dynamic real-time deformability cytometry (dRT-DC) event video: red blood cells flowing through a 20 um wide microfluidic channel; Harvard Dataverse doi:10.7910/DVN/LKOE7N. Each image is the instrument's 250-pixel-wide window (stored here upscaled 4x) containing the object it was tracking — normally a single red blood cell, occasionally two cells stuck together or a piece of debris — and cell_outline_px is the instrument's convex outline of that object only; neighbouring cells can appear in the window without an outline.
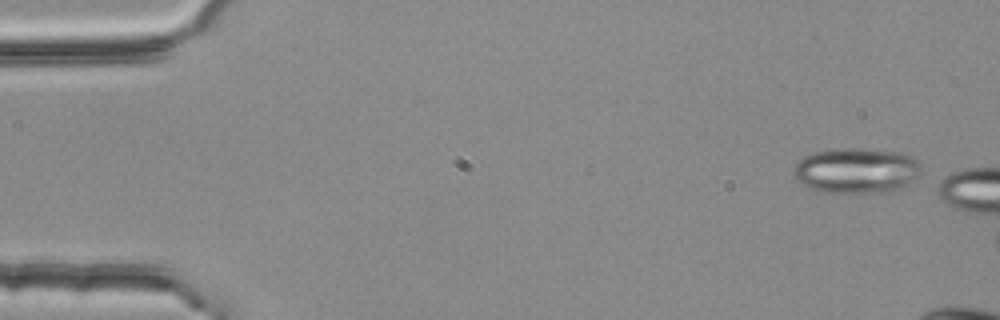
{"species": "common noctule bat (a hibernating species)", "species_latin": "Nyctalus noctula", "temperature_condition": "room temperature", "stored_images_in_passage": 8, "camera_frame_rate_fps": 3000, "um_per_image_px": 0.085, "animal": {"sex": "female", "body_mass_g": 25.1}, "frame": {"image": 1, "passage_image": 1, "time_ms": 0.0, "image_size_px": [1000, 320], "cell_outline_px": [[924, 164], [920, 176], [904, 188], [892, 192], [824, 192], [808, 188], [800, 184], [796, 180], [792, 172], [796, 164], [804, 156], [812, 152], [836, 148], [860, 148], [904, 152], [912, 156]], "centroid_in_image_um": [72.86, 14.49], "position_along_channel_um": 12.1, "area_um2": 34.68}}